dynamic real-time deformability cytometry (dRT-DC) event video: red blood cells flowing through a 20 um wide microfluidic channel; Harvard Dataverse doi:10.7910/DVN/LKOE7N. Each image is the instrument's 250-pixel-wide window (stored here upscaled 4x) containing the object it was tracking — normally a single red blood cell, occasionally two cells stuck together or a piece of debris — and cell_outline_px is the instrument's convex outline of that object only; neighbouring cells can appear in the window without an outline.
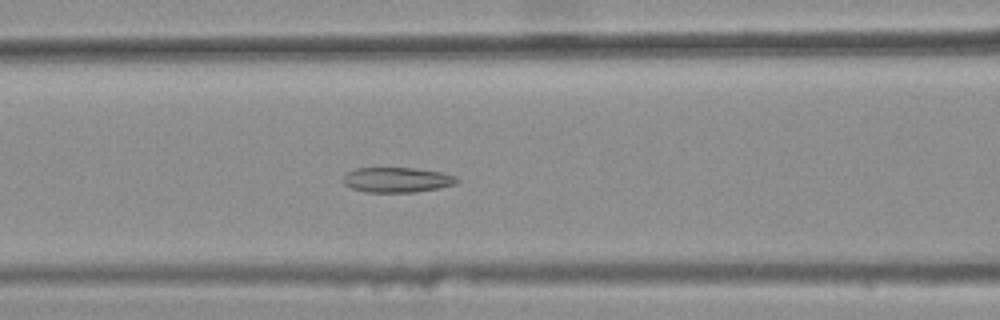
{"species": "common noctule bat (a hibernating species)", "species_latin": "Nyctalus noctula", "temperature_condition": "warm", "stored_images_in_passage": 31, "camera_frame_rate_fps": 3000, "um_per_image_px": 0.085, "animal": {"sex": "female", "body_mass_g": 25.1}, "frame": {"image": 1, "passage_image": 9, "time_ms": 2.667, "image_size_px": [1000, 320], "cell_outline_px": [[460, 180], [456, 184], [436, 188], [412, 192], [364, 192], [352, 188], [344, 184], [344, 176], [348, 172], [356, 168], [416, 168], [440, 172], [456, 176]], "centroid_in_image_um": [33.75, 15.28], "position_along_channel_um": 132.8, "area_um2": 16.47}}
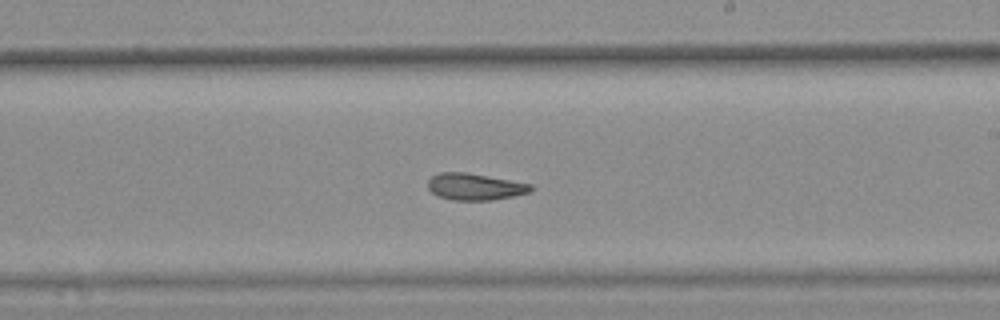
{"frame": {"image": 2, "passage_image": 18, "time_ms": 5.667, "image_size_px": [1000, 320], "cell_outline_px": [[532, 188], [528, 192], [512, 196], [492, 200], [452, 200], [440, 196], [432, 192], [428, 188], [428, 180], [432, 176], [440, 172], [468, 172], [532, 184]], "centroid_in_image_um": [40.34, 15.86], "position_along_channel_um": 248.7, "area_um2": 15.9}}
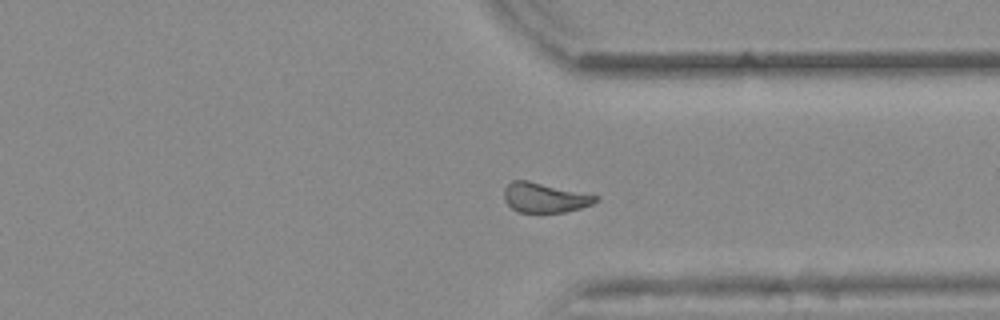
{"frame": {"image": 3, "passage_image": 27, "time_ms": 8.667, "image_size_px": [1000, 320], "cell_outline_px": [[600, 200], [592, 204], [580, 208], [564, 212], [516, 212], [504, 200], [504, 188], [512, 180], [528, 180], [600, 196]], "centroid_in_image_um": [46.31, 16.79], "position_along_channel_um": 365.1, "area_um2": 15.95}, "authors_computed_cell_mechanics": {"area_um2": 16.4152, "velocity_mm_per_s": 3.8675, "shape_relaxation_time_tau1_ms": null, "shape_relaxation_time_tau2_ms": 3.0209, "deformation_change_tau1": null, "deformation_change_tau2": 0.0952}}